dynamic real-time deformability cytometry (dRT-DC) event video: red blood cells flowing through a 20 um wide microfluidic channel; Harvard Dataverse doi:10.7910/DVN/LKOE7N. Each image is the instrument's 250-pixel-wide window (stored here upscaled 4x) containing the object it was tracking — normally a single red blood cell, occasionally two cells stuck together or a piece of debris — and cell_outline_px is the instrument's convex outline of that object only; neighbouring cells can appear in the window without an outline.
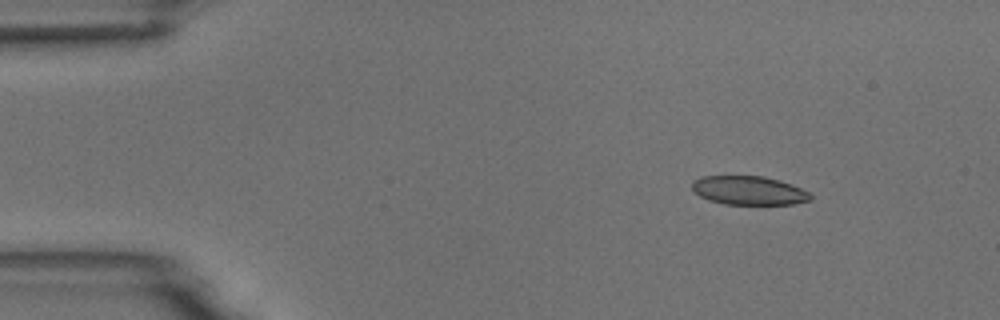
{"species": "common noctule bat (a hibernating species)", "species_latin": "Nyctalus noctula", "temperature_condition": "room temperature", "stored_images_in_passage": 6, "camera_frame_rate_fps": 3000, "um_per_image_px": 0.085, "animal": {"sex": "male", "body_mass_g": 18.8}, "frame": {"image": 1, "passage_image": 2, "time_ms": 2.0, "image_size_px": [1000, 320], "cell_outline_px": [[812, 200], [792, 204], [724, 204], [708, 200], [692, 192], [692, 180], [700, 176], [764, 176], [780, 180], [792, 184], [808, 192], [812, 196]], "centroid_in_image_um": [63.62, 16.18], "position_along_channel_um": 21.4, "area_um2": 20.06}}
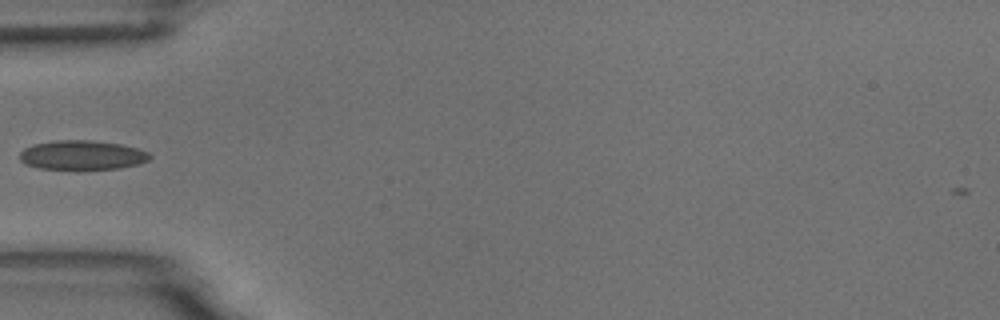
{"frame": {"image": 2, "passage_image": 5, "time_ms": 5.667, "image_size_px": [1000, 320], "cell_outline_px": [[152, 156], [148, 160], [140, 164], [120, 168], [76, 172], [40, 168], [24, 164], [20, 160], [20, 152], [24, 148], [32, 144], [56, 140], [92, 140], [120, 144], [136, 148], [148, 152]], "centroid_in_image_um": [6.96, 13.23], "position_along_channel_um": 78.0, "area_um2": 23.18}}